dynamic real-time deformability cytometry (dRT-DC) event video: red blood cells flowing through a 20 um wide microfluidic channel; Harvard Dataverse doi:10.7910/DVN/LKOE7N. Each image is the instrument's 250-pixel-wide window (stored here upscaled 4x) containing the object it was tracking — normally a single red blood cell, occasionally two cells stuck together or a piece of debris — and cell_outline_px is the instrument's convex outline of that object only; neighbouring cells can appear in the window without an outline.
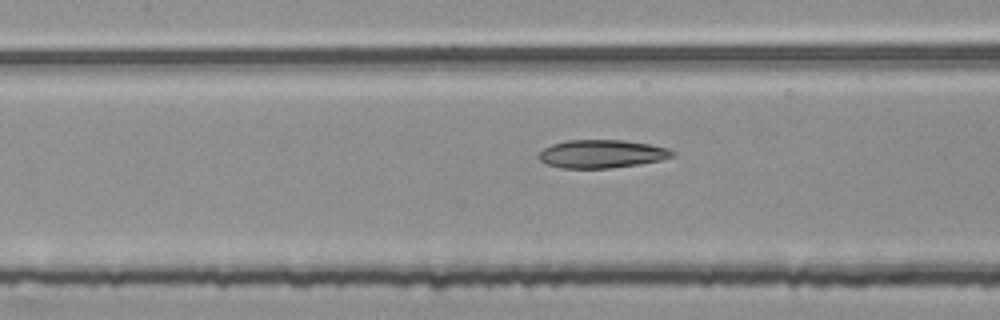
{"species": "common noctule bat (a hibernating species)", "species_latin": "Nyctalus noctula", "temperature_condition": "room temperature", "stored_images_in_passage": 18, "camera_frame_rate_fps": 3000, "um_per_image_px": 0.085, "animal": {"sex": "female", "body_mass_g": 25.1}, "frame": {"image": 1, "passage_image": 16, "time_ms": 5.0, "image_size_px": [1000, 320], "cell_outline_px": [[676, 156], [660, 160], [640, 164], [612, 168], [560, 168], [548, 164], [540, 160], [536, 156], [544, 148], [552, 144], [568, 140], [624, 140], [652, 144], [668, 148], [676, 152]], "centroid_in_image_um": [51.19, 13.08], "position_along_channel_um": 156.2, "area_um2": 22.14}}